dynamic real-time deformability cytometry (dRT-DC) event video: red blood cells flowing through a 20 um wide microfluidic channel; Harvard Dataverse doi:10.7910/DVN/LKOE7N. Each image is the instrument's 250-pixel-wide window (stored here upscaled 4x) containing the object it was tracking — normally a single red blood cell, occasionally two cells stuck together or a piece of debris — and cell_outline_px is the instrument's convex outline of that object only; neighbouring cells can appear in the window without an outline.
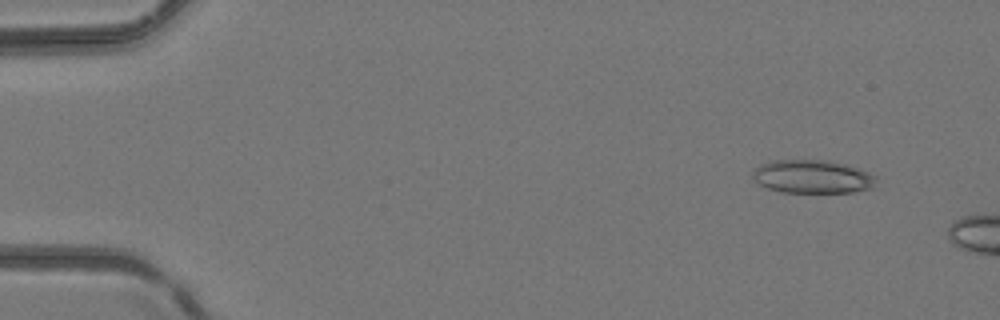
{"species": "common noctule bat (a hibernating species)", "species_latin": "Nyctalus noctula", "temperature_condition": "room temperature", "stored_images_in_passage": 3, "camera_frame_rate_fps": 3000, "um_per_image_px": 0.085, "animal": {"sex": "female", "body_mass_g": 24.6, "forearm_length_mm": 56.2}, "frame": {"image": 1, "passage_image": 1, "time_ms": 0.0, "image_size_px": [1000, 320], "cell_outline_px": [[876, 180], [872, 188], [852, 192], [780, 192], [768, 188], [760, 184], [752, 176], [752, 172], [760, 164], [772, 160], [828, 160], [844, 164], [868, 172], [876, 176]], "centroid_in_image_um": [69.04, 15.01], "position_along_channel_um": 16.0, "area_um2": 23.87}}